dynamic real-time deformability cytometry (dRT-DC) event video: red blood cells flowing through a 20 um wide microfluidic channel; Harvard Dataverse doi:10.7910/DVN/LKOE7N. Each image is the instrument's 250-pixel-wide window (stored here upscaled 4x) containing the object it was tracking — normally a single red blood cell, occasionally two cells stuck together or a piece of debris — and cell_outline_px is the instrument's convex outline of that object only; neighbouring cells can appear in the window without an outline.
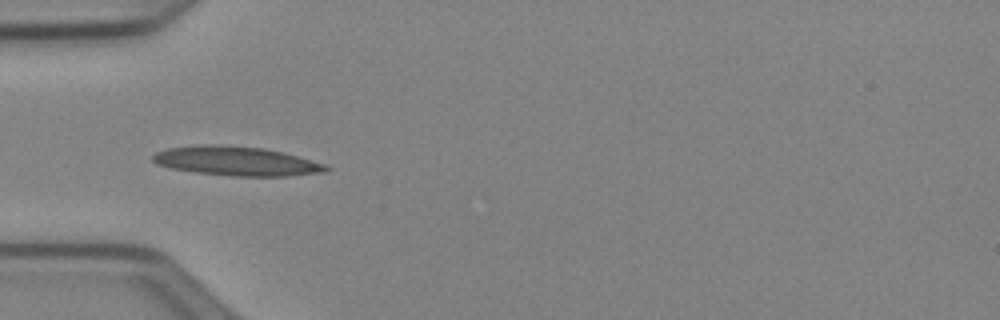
{"species": "Egyptian fruit bat (a non-hibernating species)", "species_latin": "Rousettus aegyptiacus", "temperature_condition": "cold", "stored_images_in_passage": 10, "camera_frame_rate_fps": 3000, "um_per_image_px": 0.085, "animal": {"sex": "female"}, "frame": {"image": 1, "passage_image": 4, "time_ms": 1.0, "image_size_px": [1000, 320], "cell_outline_px": [[332, 168], [324, 172], [288, 176], [232, 176], [196, 172], [172, 168], [156, 164], [152, 160], [152, 156], [156, 152], [168, 148], [200, 144], [220, 144], [264, 148], [328, 164]], "centroid_in_image_um": [20.1, 13.69], "position_along_channel_um": 64.9, "area_um2": 29.54}}
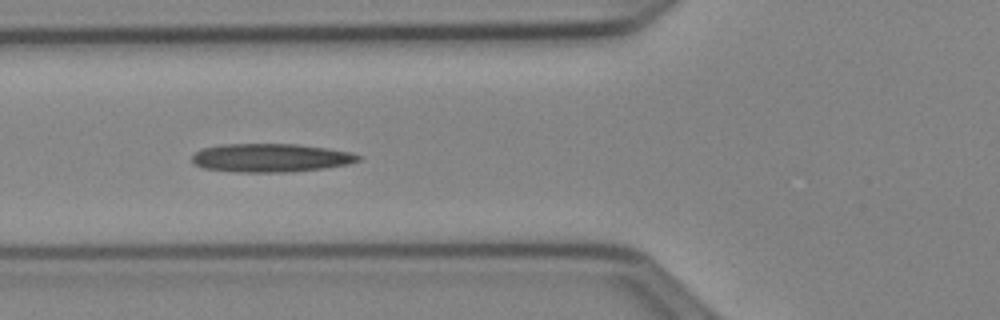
{"frame": {"image": 2, "passage_image": 7, "time_ms": 2.0, "image_size_px": [1000, 320], "cell_outline_px": [[360, 160], [348, 164], [324, 168], [292, 172], [236, 172], [204, 168], [192, 164], [192, 156], [196, 152], [204, 148], [220, 144], [296, 144], [324, 148], [348, 152], [360, 156]], "centroid_in_image_um": [22.96, 13.42], "position_along_channel_um": 102.8, "area_um2": 27.46}}
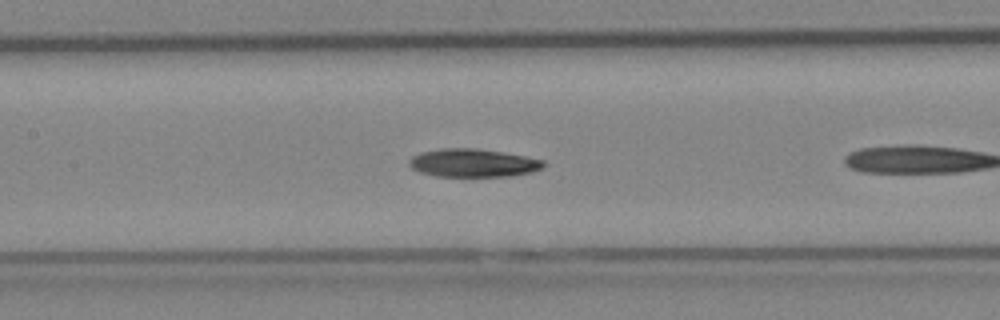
{"frame": {"image": 3, "passage_image": 9, "time_ms": 2.667, "image_size_px": [1000, 320], "cell_outline_px": [[544, 164], [540, 168], [532, 172], [512, 176], [436, 176], [420, 172], [412, 168], [408, 164], [408, 160], [412, 156], [420, 152], [440, 148], [472, 148], [500, 152], [524, 156], [544, 160]], "centroid_in_image_um": [40.16, 13.85], "position_along_channel_um": 167.2, "area_um2": 21.91}}